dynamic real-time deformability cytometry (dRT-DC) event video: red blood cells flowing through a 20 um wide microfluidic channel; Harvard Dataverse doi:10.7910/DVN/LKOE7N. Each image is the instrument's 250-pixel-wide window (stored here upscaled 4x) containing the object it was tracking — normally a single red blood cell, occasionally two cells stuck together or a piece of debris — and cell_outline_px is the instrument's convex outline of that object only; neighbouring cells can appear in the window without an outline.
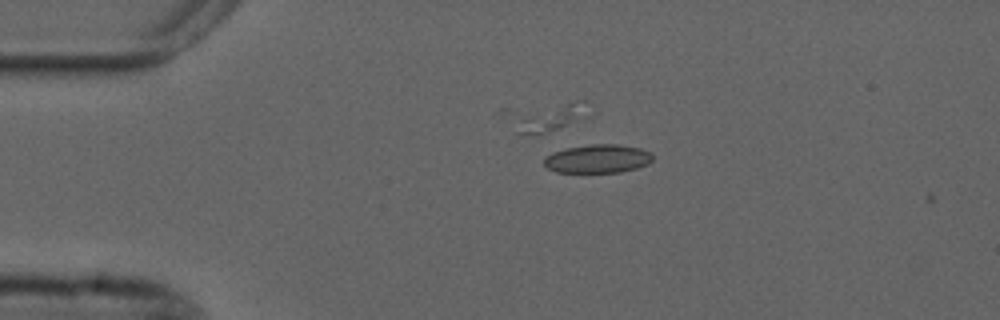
{"species": "common noctule bat (a hibernating species)", "species_latin": "Nyctalus noctula", "temperature_condition": "cold", "stored_images_in_passage": 2, "camera_frame_rate_fps": 3000, "um_per_image_px": 0.085, "animal": {"sex": "male", "forearm_length_mm": 52.5}, "frame": {"image": 1, "passage_image": 1, "time_ms": 0.0, "image_size_px": [1000, 320], "cell_outline_px": [[652, 160], [648, 164], [636, 168], [620, 172], [556, 172], [548, 168], [544, 164], [544, 156], [552, 152], [564, 148], [592, 144], [616, 144], [640, 148], [652, 152]], "centroid_in_image_um": [50.79, 13.48], "position_along_channel_um": 34.2, "area_um2": 18.15}}